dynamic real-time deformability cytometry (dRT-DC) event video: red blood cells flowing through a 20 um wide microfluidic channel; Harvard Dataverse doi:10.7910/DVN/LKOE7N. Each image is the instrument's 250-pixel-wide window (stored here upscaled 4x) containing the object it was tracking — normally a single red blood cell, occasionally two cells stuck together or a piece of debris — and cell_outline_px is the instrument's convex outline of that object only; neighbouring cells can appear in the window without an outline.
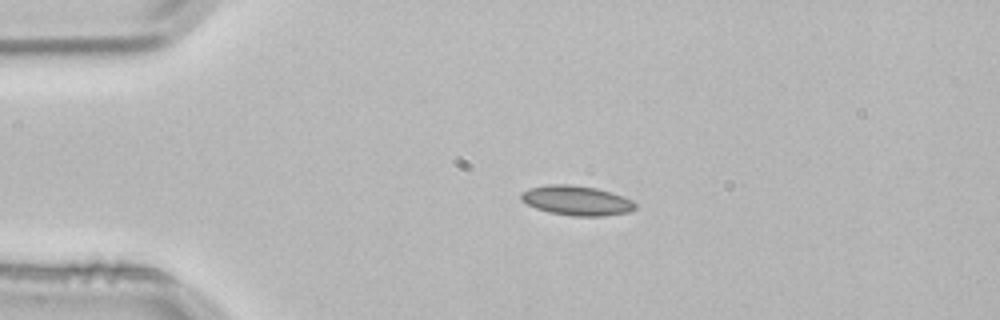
{"species": "common noctule bat (a hibernating species)", "species_latin": "Nyctalus noctula", "temperature_condition": "room temperature", "stored_images_in_passage": 4, "camera_frame_rate_fps": 3000, "um_per_image_px": 0.085, "animal": {"sex": "male", "body_mass_g": 21.5, "forearm_length_mm": 52.0}, "frame": {"image": 1, "passage_image": 3, "time_ms": 0.667, "image_size_px": [1000, 320], "cell_outline_px": [[636, 208], [628, 212], [604, 216], [572, 216], [548, 212], [536, 208], [520, 200], [520, 192], [528, 188], [548, 184], [572, 184], [596, 188], [612, 192], [624, 196], [632, 200], [636, 204]], "centroid_in_image_um": [49.0, 17.03], "position_along_channel_um": 36.0, "area_um2": 20.0}}
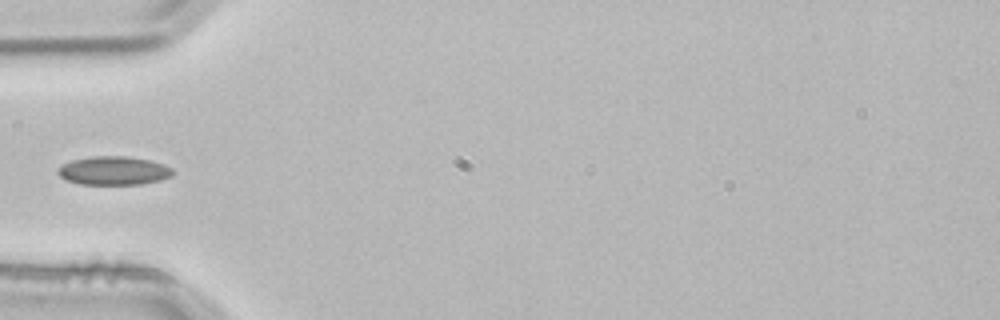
{"frame": {"image": 2, "passage_image": 4, "time_ms": 1.0, "image_size_px": [1000, 320], "cell_outline_px": [[172, 176], [160, 180], [140, 184], [80, 184], [64, 180], [56, 172], [64, 164], [72, 160], [92, 156], [128, 156], [148, 160], [164, 164], [172, 168]], "centroid_in_image_um": [9.65, 14.51], "position_along_channel_um": 75.3, "area_um2": 19.07}}